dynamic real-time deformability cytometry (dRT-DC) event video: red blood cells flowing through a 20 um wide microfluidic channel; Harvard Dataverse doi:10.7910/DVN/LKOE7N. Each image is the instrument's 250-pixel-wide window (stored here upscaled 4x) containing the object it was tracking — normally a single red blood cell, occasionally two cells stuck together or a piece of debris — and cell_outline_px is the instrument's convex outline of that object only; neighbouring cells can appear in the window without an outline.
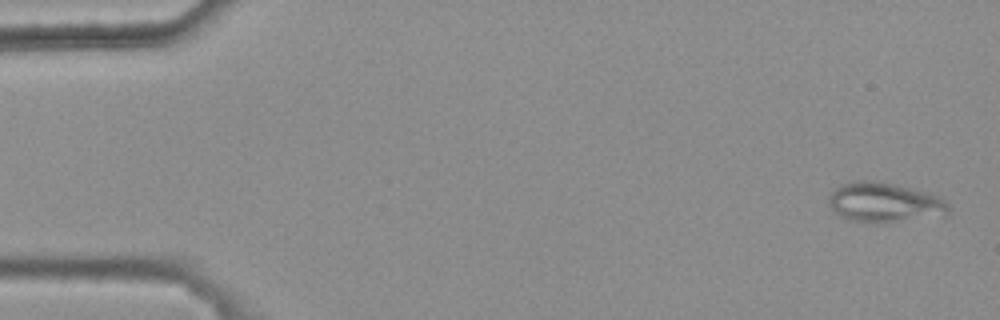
{"species": "common noctule bat (a hibernating species)", "species_latin": "Nyctalus noctula", "temperature_condition": "warm", "stored_images_in_passage": 5, "camera_frame_rate_fps": 3000, "um_per_image_px": 0.085, "animal": {"sex": "female", "body_mass_g": 25.1}, "frame": {"image": 1, "passage_image": 1, "time_ms": 0.0, "image_size_px": [1000, 320], "cell_outline_px": [[952, 208], [948, 216], [888, 220], [852, 220], [836, 212], [828, 204], [828, 200], [832, 192], [840, 184], [856, 180], [880, 180], [928, 192], [940, 196]], "centroid_in_image_um": [75.25, 17.14], "position_along_channel_um": 9.7, "area_um2": 27.22}}